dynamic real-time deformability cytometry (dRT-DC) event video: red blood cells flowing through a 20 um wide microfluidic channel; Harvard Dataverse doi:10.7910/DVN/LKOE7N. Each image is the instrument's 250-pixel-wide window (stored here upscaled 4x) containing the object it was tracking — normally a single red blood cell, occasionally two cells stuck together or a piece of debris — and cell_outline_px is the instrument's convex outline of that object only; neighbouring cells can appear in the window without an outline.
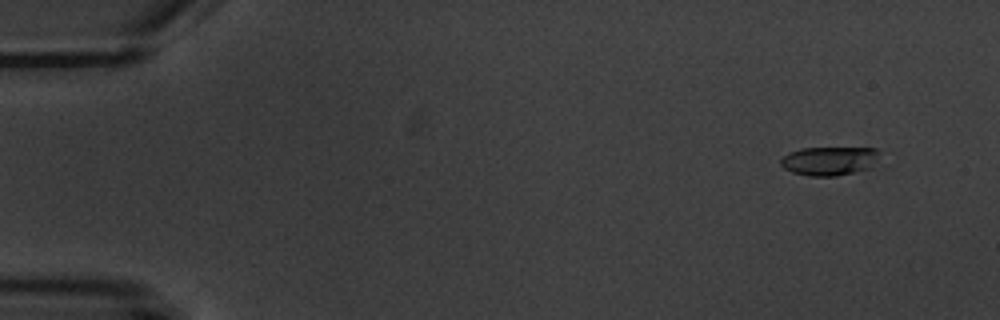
{"species": "common noctule bat (a hibernating species)", "species_latin": "Nyctalus noctula", "temperature_condition": "warm", "stored_images_in_passage": 6, "camera_frame_rate_fps": 3000, "um_per_image_px": 0.085, "animal": {"sex": "male", "body_mass_g": 20.1, "forearm_length_mm": 53.5}, "frame": {"image": 1, "passage_image": 2, "time_ms": 1.0, "image_size_px": [1000, 320], "cell_outline_px": [[876, 156], [868, 168], [856, 172], [836, 176], [808, 176], [792, 172], [784, 168], [780, 164], [780, 160], [788, 152], [800, 148], [876, 148]], "centroid_in_image_um": [70.39, 13.68], "position_along_channel_um": 14.6, "area_um2": 16.3}}